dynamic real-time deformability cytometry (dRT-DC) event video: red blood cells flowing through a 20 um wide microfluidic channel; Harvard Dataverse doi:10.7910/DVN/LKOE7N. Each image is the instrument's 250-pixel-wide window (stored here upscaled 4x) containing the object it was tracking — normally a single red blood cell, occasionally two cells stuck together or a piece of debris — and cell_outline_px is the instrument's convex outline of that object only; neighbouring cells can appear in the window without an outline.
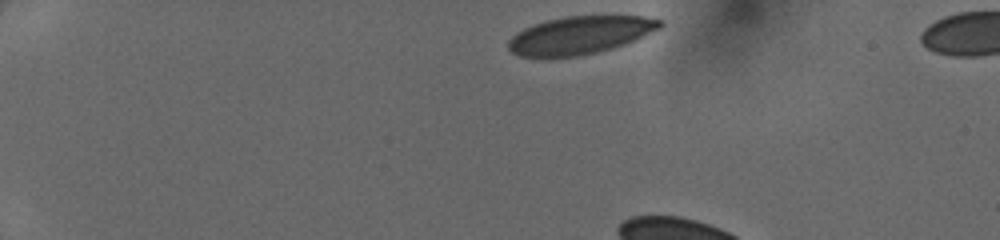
{"species": "human", "species_latin": "Homo sapiens", "temperature_condition": "cold", "stored_images_in_passage": 8, "camera_frame_rate_fps": 3000, "um_per_image_px": 0.085, "donor": {"sex": "female"}, "frame": {"image": 1, "passage_image": 1, "time_ms": 0.0, "image_size_px": [1000, 240], "cell_outline_px": [[664, 24], [660, 28], [624, 44], [612, 48], [596, 52], [576, 56], [548, 60], [544, 60], [520, 56], [512, 52], [508, 48], [508, 40], [516, 32], [532, 24], [564, 16], [644, 16], [664, 20]], "centroid_in_image_um": [49.23, 3.01], "position_along_channel_um": 35.8, "area_um2": 33.99}}